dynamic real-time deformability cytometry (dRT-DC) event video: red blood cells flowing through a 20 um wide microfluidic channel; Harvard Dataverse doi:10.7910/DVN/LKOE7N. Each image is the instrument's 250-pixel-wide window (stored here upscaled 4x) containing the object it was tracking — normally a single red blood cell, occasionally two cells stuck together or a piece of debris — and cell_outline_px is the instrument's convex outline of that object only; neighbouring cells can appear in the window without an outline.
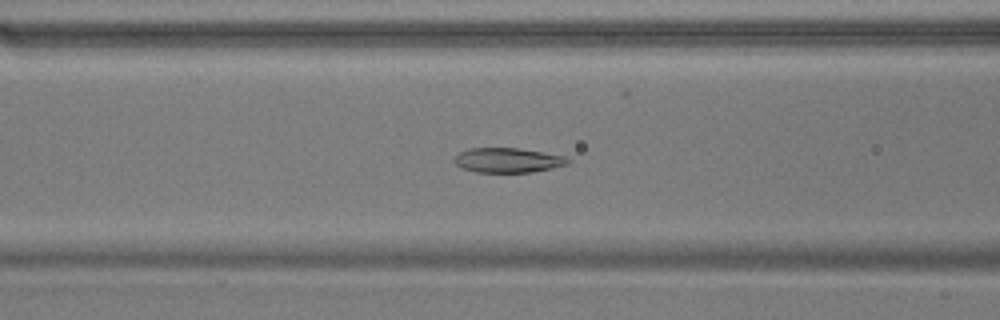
{"species": "common noctule bat (a hibernating species)", "species_latin": "Nyctalus noctula", "temperature_condition": "warm", "stored_images_in_passage": 41, "camera_frame_rate_fps": 3000, "um_per_image_px": 0.085, "animal": {"sex": "male", "body_mass_g": 17.9}, "frame": {"image": 1, "passage_image": 8, "time_ms": 2.333, "image_size_px": [1000, 320], "cell_outline_px": [[572, 160], [568, 164], [552, 168], [532, 172], [476, 172], [464, 168], [456, 164], [452, 160], [460, 152], [468, 148], [516, 148], [564, 156]], "centroid_in_image_um": [43.16, 13.62], "position_along_channel_um": 123.4, "area_um2": 16.18}}
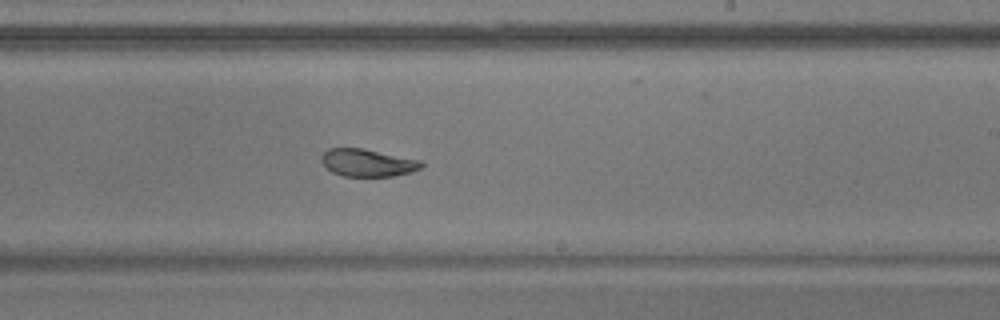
{"frame": {"image": 2, "passage_image": 19, "time_ms": 6.0, "image_size_px": [1000, 320], "cell_outline_px": [[424, 164], [420, 168], [408, 172], [392, 176], [344, 176], [332, 172], [320, 160], [324, 152], [328, 148], [364, 148], [420, 160]], "centroid_in_image_um": [31.22, 13.82], "position_along_channel_um": 257.8, "area_um2": 15.84}}
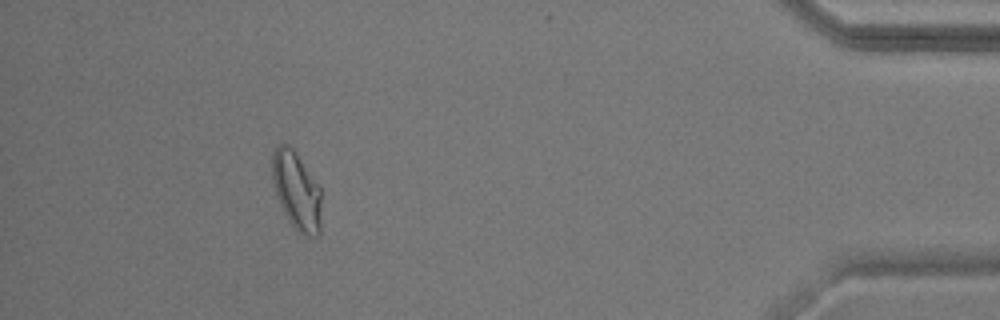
{"frame": {"image": 3, "passage_image": 36, "time_ms": 11.667, "image_size_px": [1000, 320], "cell_outline_px": [[320, 236], [304, 236], [288, 220], [276, 196], [272, 180], [272, 152], [280, 144], [288, 144], [296, 152], [320, 188]], "centroid_in_image_um": [25.19, 16.21], "position_along_channel_um": 410.0, "area_um2": 22.2}, "authors_computed_cell_mechanics": {"area_um2": 17.1088, "velocity_mm_per_s": 3.6757, "shape_relaxation_time_tau1_ms": 6.7542, "shape_relaxation_time_tau2_ms": 1.6171, "deformation_change_tau1": 0.1701, "deformation_change_tau2": 0.0657}}